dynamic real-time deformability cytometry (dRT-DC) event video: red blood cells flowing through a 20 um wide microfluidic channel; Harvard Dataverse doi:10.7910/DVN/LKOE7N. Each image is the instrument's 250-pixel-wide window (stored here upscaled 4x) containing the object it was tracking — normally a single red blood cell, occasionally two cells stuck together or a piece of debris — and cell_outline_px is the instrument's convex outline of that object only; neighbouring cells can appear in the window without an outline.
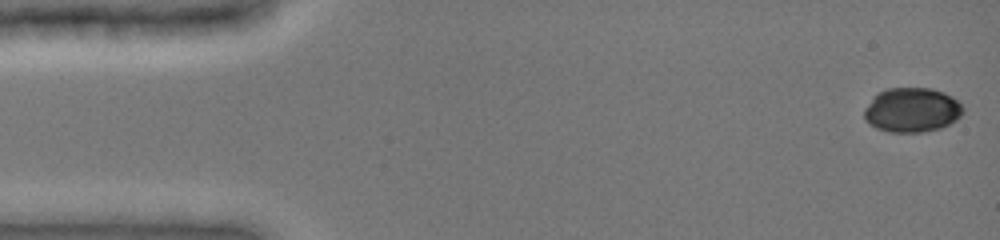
{"species": "common noctule bat (a hibernating species)", "species_latin": "Nyctalus noctula", "temperature_condition": "cold", "stored_images_in_passage": 49, "camera_frame_rate_fps": 3000, "um_per_image_px": 0.085, "animal": {"sex": "female", "body_mass_g": 19.0, "forearm_length_mm": 51.5}, "frame": {"image": 1, "passage_image": 1, "time_ms": 0.0, "image_size_px": [1000, 240], "cell_outline_px": [[964, 112], [956, 120], [940, 128], [924, 132], [888, 132], [876, 128], [868, 124], [864, 120], [864, 108], [876, 92], [888, 88], [932, 88], [944, 92], [952, 96], [964, 108]], "centroid_in_image_um": [77.48, 9.34], "position_along_channel_um": 7.5, "area_um2": 25.95}}
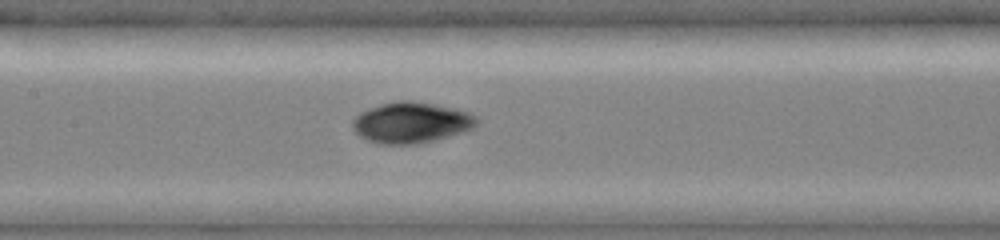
{"frame": {"image": 2, "passage_image": 23, "time_ms": 7.333, "image_size_px": [1000, 240], "cell_outline_px": [[480, 120], [472, 128], [448, 136], [416, 144], [380, 144], [368, 140], [360, 136], [352, 128], [352, 120], [360, 112], [368, 108], [380, 104], [400, 100], [408, 100], [432, 104], [452, 108], [468, 112], [476, 116]], "centroid_in_image_um": [34.91, 10.41], "position_along_channel_um": 172.5, "area_um2": 29.3}}
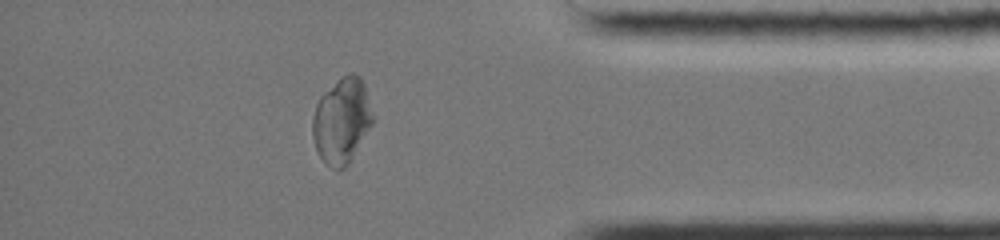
{"frame": {"image": 3, "passage_image": 42, "time_ms": 13.667, "image_size_px": [1000, 240], "cell_outline_px": [[372, 124], [348, 164], [344, 168], [332, 168], [324, 164], [316, 152], [312, 136], [312, 116], [316, 104], [320, 96], [340, 76], [348, 72], [352, 72], [360, 76], [364, 84], [372, 112]], "centroid_in_image_um": [29.01, 10.24], "position_along_channel_um": 406.2, "area_um2": 30.11}, "authors_computed_cell_mechanics": {"area_um2": 28.9578, "velocity_mm_per_s": 3.9054, "shape_relaxation_time_tau1_ms": 5.0602, "shape_relaxation_time_tau2_ms": 1.3787, "deformation_change_tau1": 0.1161, "deformation_change_tau2": 0.0359}}